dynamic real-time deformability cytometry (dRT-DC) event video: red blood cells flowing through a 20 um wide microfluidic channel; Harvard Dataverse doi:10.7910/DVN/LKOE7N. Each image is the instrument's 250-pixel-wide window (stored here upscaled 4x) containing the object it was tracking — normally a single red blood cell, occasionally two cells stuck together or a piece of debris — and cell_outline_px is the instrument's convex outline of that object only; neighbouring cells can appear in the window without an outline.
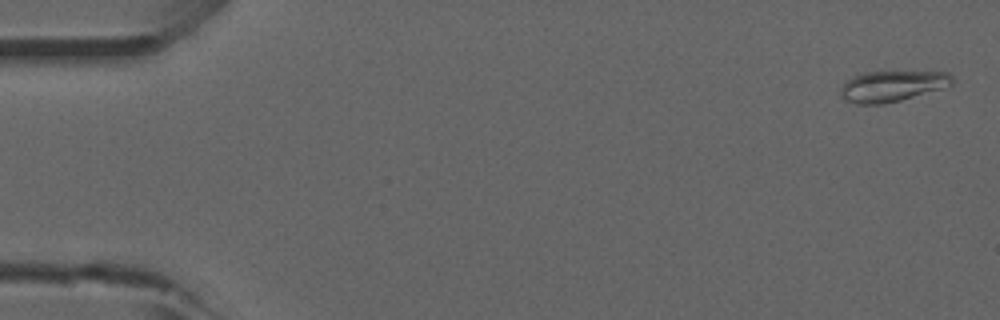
{"species": "common noctule bat (a hibernating species)", "species_latin": "Nyctalus noctula", "temperature_condition": "room temperature", "stored_images_in_passage": 53, "camera_frame_rate_fps": 3000, "um_per_image_px": 0.085, "animal": {"sex": "male", "forearm_length_mm": 52.5}, "frame": {"image": 1, "passage_image": 2, "time_ms": 0.333, "image_size_px": [1000, 320], "cell_outline_px": [[952, 84], [940, 88], [900, 100], [884, 104], [856, 104], [844, 100], [840, 96], [840, 88], [852, 76], [864, 72], [948, 72], [952, 76]], "centroid_in_image_um": [75.76, 7.32], "position_along_channel_um": 9.2, "area_um2": 19.77}}
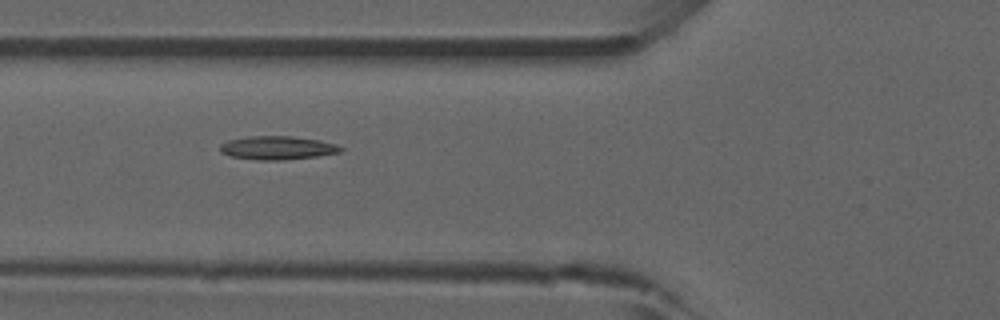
{"frame": {"image": 2, "passage_image": 20, "time_ms": 6.333, "image_size_px": [1000, 320], "cell_outline_px": [[344, 148], [340, 152], [316, 156], [284, 160], [260, 160], [232, 156], [220, 152], [220, 144], [228, 140], [248, 136], [292, 136], [320, 140], [336, 144]], "centroid_in_image_um": [23.58, 12.56], "position_along_channel_um": 102.2, "area_um2": 16.47}}
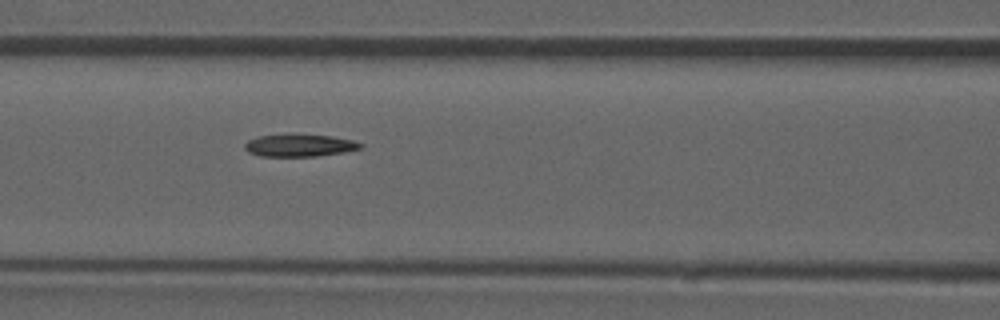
{"frame": {"image": 3, "passage_image": 23, "time_ms": 7.333, "image_size_px": [1000, 320], "cell_outline_px": [[364, 148], [344, 152], [316, 156], [260, 156], [248, 152], [244, 148], [244, 144], [248, 140], [260, 136], [332, 136], [352, 140], [364, 144]], "centroid_in_image_um": [25.5, 12.39], "position_along_channel_um": 141.1, "area_um2": 14.57}}